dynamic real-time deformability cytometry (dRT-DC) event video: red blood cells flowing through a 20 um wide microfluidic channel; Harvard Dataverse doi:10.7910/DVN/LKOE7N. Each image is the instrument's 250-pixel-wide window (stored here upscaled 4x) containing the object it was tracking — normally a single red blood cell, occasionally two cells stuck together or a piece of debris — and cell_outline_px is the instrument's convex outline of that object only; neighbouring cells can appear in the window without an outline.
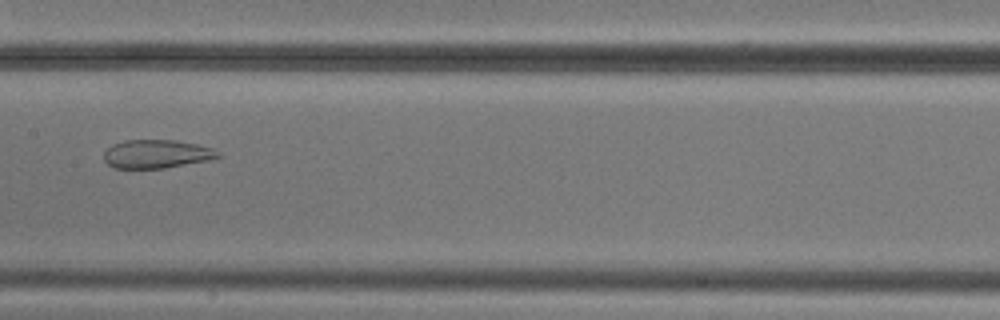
{"species": "common noctule bat (a hibernating species)", "species_latin": "Nyctalus noctula", "temperature_condition": "cold", "stored_images_in_passage": 9, "camera_frame_rate_fps": 3000, "um_per_image_px": 0.085, "animal": {"sex": "male", "body_mass_g": 20.5, "forearm_length_mm": 52.5}, "frame": {"image": 1, "passage_image": 7, "time_ms": 8.333, "image_size_px": [1000, 320], "cell_outline_px": [[220, 156], [208, 160], [164, 168], [112, 168], [104, 160], [104, 152], [112, 144], [124, 140], [176, 140], [196, 144], [212, 148], [220, 152]], "centroid_in_image_um": [13.28, 13.08], "position_along_channel_um": 194.1, "area_um2": 18.9}}
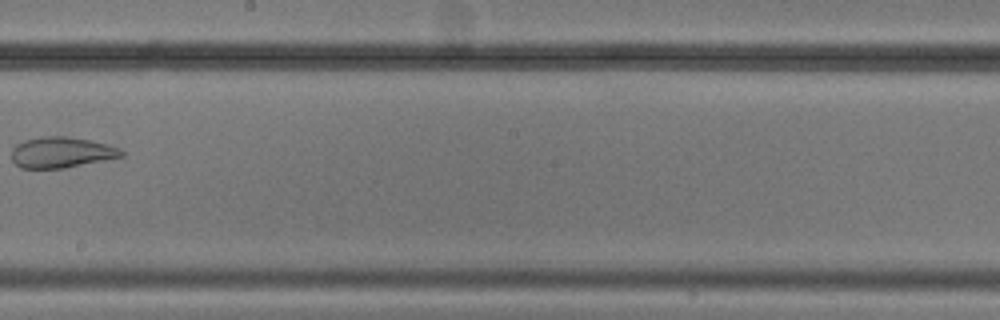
{"frame": {"image": 2, "passage_image": 8, "time_ms": 9.667, "image_size_px": [1000, 320], "cell_outline_px": [[124, 156], [64, 168], [20, 168], [12, 160], [12, 148], [16, 144], [24, 140], [40, 136], [64, 136], [88, 140], [108, 144], [120, 148], [124, 152]], "centroid_in_image_um": [5.21, 12.95], "position_along_channel_um": 243.0, "area_um2": 19.71}}